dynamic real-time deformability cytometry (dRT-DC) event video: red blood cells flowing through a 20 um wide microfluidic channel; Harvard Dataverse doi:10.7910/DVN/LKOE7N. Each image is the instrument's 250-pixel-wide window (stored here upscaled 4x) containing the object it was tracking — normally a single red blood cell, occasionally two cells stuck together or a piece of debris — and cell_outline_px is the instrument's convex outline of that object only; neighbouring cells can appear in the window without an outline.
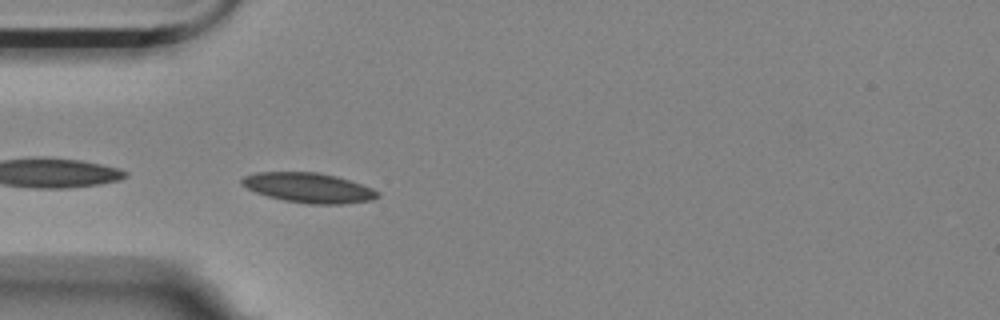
{"species": "Egyptian fruit bat (a non-hibernating species)", "species_latin": "Rousettus aegyptiacus", "temperature_condition": "room temperature", "stored_images_in_passage": 41, "camera_frame_rate_fps": 3000, "um_per_image_px": 0.085, "animal": {"sex": "female"}, "frame": {"image": 1, "passage_image": 1, "time_ms": 0.0, "image_size_px": [1000, 320], "cell_outline_px": [[380, 196], [372, 200], [344, 204], [308, 204], [284, 200], [268, 196], [256, 192], [240, 184], [240, 180], [244, 176], [256, 172], [320, 172], [336, 176], [372, 188], [380, 192]], "centroid_in_image_um": [26.24, 15.96], "position_along_channel_um": 58.8, "area_um2": 23.64}}
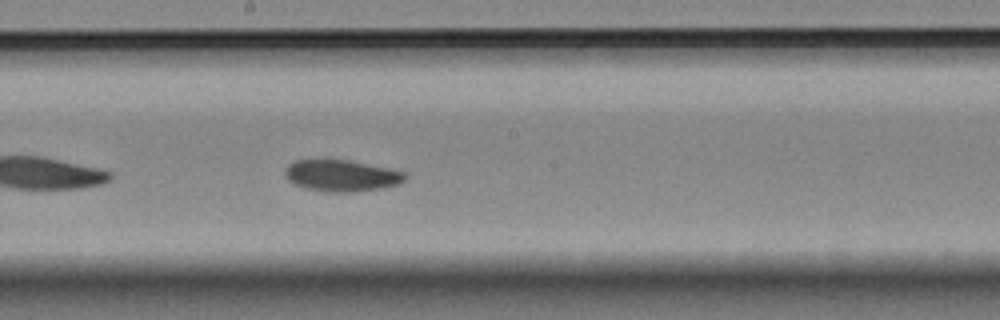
{"frame": {"image": 2, "passage_image": 15, "time_ms": 4.667, "image_size_px": [1000, 320], "cell_outline_px": [[408, 176], [400, 184], [380, 188], [352, 192], [328, 192], [308, 188], [296, 184], [288, 180], [284, 176], [284, 172], [288, 164], [296, 160], [316, 156], [348, 160], [392, 168], [404, 172]], "centroid_in_image_um": [29.0, 14.87], "position_along_channel_um": 219.2, "area_um2": 22.77}}
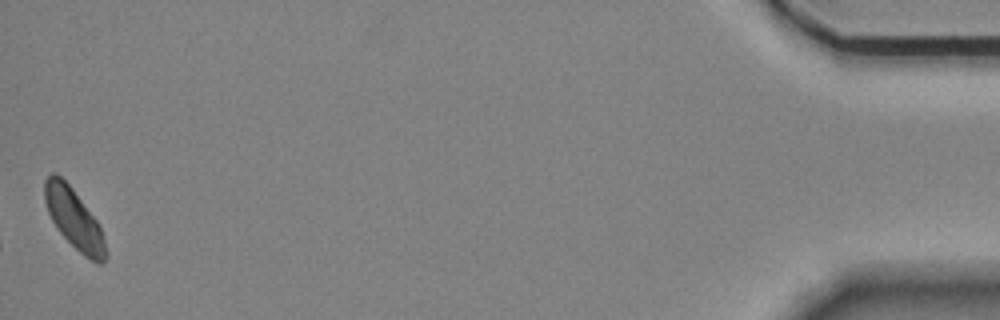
{"frame": {"image": 3, "passage_image": 41, "time_ms": 13.333, "image_size_px": [1000, 320], "cell_outline_px": [[108, 256], [100, 264], [96, 264], [84, 256], [60, 232], [52, 220], [48, 212], [44, 200], [44, 180], [52, 172], [56, 172], [72, 188], [96, 220], [100, 228], [108, 252]], "centroid_in_image_um": [6.29, 18.61], "position_along_channel_um": 428.9, "area_um2": 21.1}, "authors_computed_cell_mechanics": {"area_um2": 21.964, "velocity_mm_per_s": 3.483, "shape_relaxation_time_tau1_ms": 4.3244, "shape_relaxation_time_tau2_ms": null, "deformation_change_tau1": 0.0981, "deformation_change_tau2": null}}